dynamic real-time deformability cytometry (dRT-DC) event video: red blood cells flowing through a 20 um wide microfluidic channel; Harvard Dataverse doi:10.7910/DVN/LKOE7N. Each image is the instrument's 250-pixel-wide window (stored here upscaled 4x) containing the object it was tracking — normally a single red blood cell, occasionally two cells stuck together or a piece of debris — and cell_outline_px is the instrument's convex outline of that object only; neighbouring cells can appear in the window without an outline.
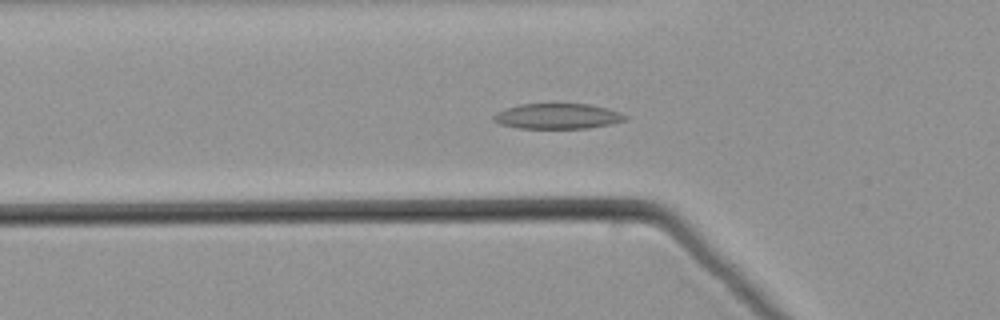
{"species": "common noctule bat (a hibernating species)", "species_latin": "Nyctalus noctula", "temperature_condition": "warm", "stored_images_in_passage": 54, "camera_frame_rate_fps": 3000, "um_per_image_px": 0.085, "animal": {"sex": "male", "body_mass_g": 21.5, "forearm_length_mm": 52.0}, "frame": {"image": 1, "passage_image": 19, "time_ms": 6.0, "image_size_px": [1000, 320], "cell_outline_px": [[628, 116], [624, 120], [608, 124], [588, 128], [516, 128], [500, 124], [492, 120], [492, 116], [496, 112], [504, 108], [520, 104], [592, 104], [608, 108], [620, 112]], "centroid_in_image_um": [47.34, 9.87], "position_along_channel_um": 78.5, "area_um2": 19.54}}
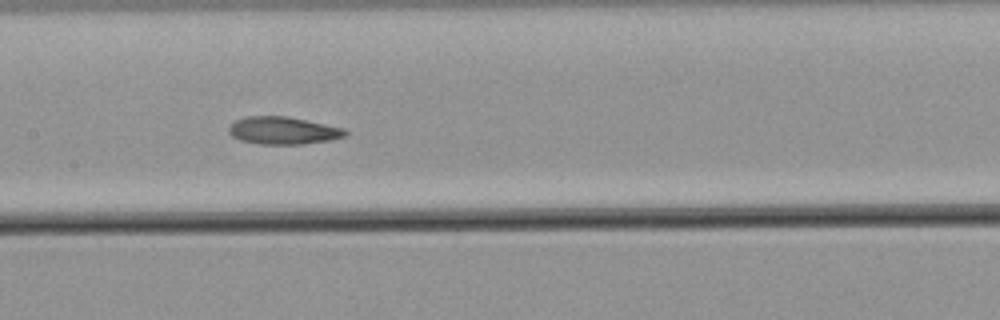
{"frame": {"image": 2, "passage_image": 27, "time_ms": 8.667, "image_size_px": [1000, 320], "cell_outline_px": [[348, 136], [332, 140], [300, 144], [260, 144], [240, 140], [232, 136], [228, 132], [228, 128], [236, 120], [244, 116], [288, 116], [344, 128], [348, 132]], "centroid_in_image_um": [24.08, 11.09], "position_along_channel_um": 183.3, "area_um2": 18.79}}
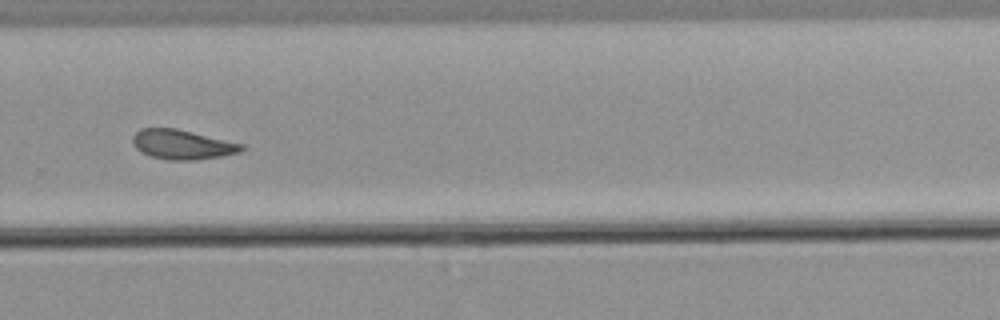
{"frame": {"image": 3, "passage_image": 37, "time_ms": 12.0, "image_size_px": [1000, 320], "cell_outline_px": [[244, 148], [240, 152], [220, 156], [196, 160], [168, 160], [152, 156], [140, 152], [136, 148], [132, 140], [132, 136], [140, 128], [176, 128], [244, 144]], "centroid_in_image_um": [15.48, 12.28], "position_along_channel_um": 314.3, "area_um2": 18.73}}